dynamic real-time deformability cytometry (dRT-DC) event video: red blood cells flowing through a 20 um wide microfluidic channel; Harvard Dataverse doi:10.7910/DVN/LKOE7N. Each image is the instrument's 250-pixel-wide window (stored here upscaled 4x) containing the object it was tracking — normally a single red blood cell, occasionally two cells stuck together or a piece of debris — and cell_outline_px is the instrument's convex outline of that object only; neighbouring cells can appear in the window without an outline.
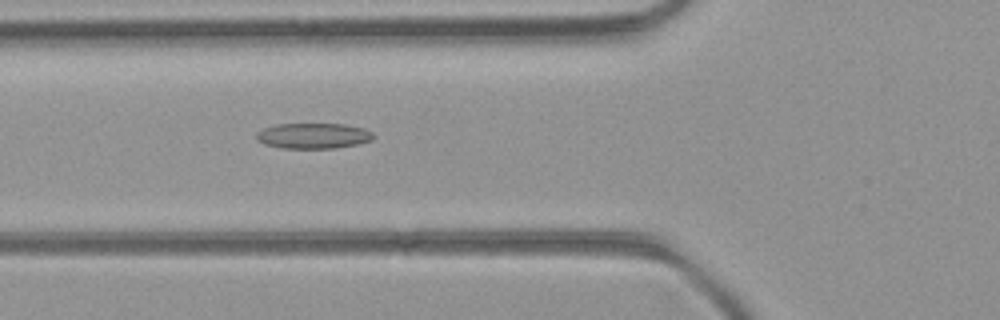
{"species": "common noctule bat (a hibernating species)", "species_latin": "Nyctalus noctula", "temperature_condition": "room temperature", "stored_images_in_passage": 48, "camera_frame_rate_fps": 3000, "um_per_image_px": 0.085, "animal": {"sex": "female", "body_mass_g": 21.9}, "frame": {"image": 1, "passage_image": 18, "time_ms": 5.667, "image_size_px": [1000, 320], "cell_outline_px": [[376, 136], [372, 140], [356, 144], [336, 148], [284, 148], [264, 144], [256, 140], [256, 132], [264, 128], [276, 124], [344, 124], [364, 128], [372, 132]], "centroid_in_image_um": [26.63, 11.54], "position_along_channel_um": 99.2, "area_um2": 17.46}}
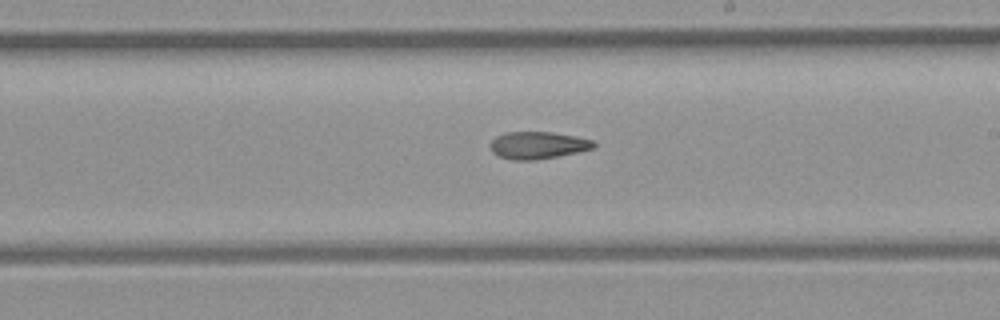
{"frame": {"image": 2, "passage_image": 28, "time_ms": 9.0, "image_size_px": [1000, 320], "cell_outline_px": [[596, 144], [592, 148], [576, 152], [536, 160], [512, 160], [496, 156], [492, 152], [488, 144], [496, 136], [504, 132], [548, 132], [576, 136], [592, 140]], "centroid_in_image_um": [45.63, 12.34], "position_along_channel_um": 243.4, "area_um2": 16.42}}
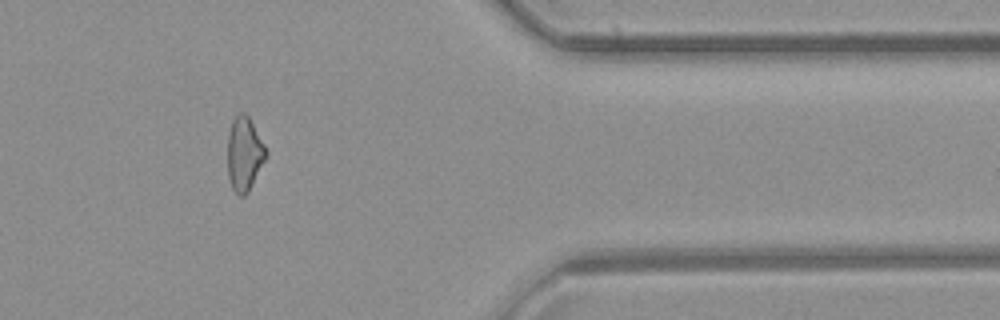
{"frame": {"image": 3, "passage_image": 40, "time_ms": 13.0, "image_size_px": [1000, 320], "cell_outline_px": [[268, 156], [248, 192], [244, 196], [240, 196], [232, 188], [228, 176], [228, 132], [232, 120], [240, 112], [244, 112], [248, 116], [264, 144], [268, 152]], "centroid_in_image_um": [20.78, 13.09], "position_along_channel_um": 390.6, "area_um2": 16.59}}